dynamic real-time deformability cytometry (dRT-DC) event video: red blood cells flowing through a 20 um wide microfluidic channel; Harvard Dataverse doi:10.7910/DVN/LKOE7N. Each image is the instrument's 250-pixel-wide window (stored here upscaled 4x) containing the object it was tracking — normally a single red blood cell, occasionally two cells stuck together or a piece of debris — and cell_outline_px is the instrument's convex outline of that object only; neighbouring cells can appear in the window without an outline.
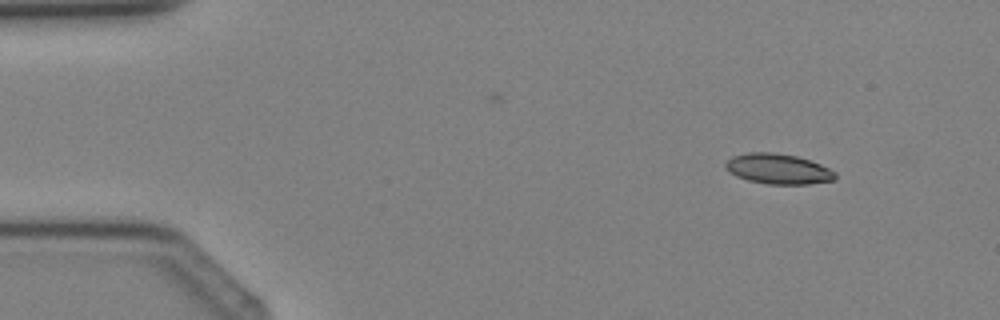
{"species": "Egyptian fruit bat (a non-hibernating species)", "species_latin": "Rousettus aegyptiacus", "temperature_condition": "cold", "stored_images_in_passage": 4, "camera_frame_rate_fps": 3000, "um_per_image_px": 0.085, "animal": {"sex": "female"}, "frame": {"image": 1, "passage_image": 2, "time_ms": 2.0, "image_size_px": [1000, 320], "cell_outline_px": [[836, 176], [832, 180], [808, 184], [768, 184], [748, 180], [736, 176], [728, 172], [724, 164], [732, 156], [748, 152], [772, 152], [796, 156], [820, 164], [836, 172]], "centroid_in_image_um": [66.1, 14.35], "position_along_channel_um": 18.9, "area_um2": 19.25}}